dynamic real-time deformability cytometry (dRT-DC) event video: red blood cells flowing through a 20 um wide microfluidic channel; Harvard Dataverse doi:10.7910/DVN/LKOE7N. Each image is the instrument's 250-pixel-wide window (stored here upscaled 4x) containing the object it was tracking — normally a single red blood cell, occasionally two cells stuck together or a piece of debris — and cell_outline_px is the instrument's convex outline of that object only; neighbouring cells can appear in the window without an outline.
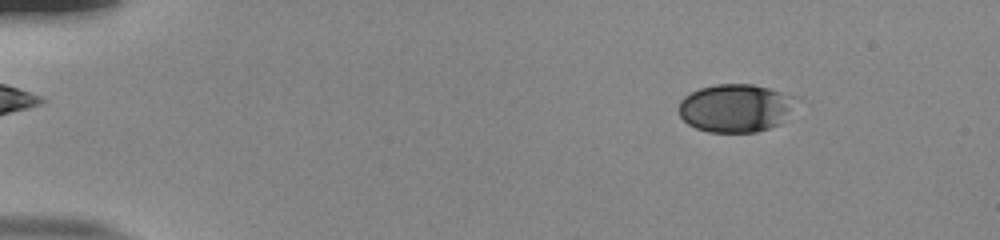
{"species": "human", "species_latin": "Homo sapiens", "temperature_condition": "room temperature", "stored_images_in_passage": 54, "camera_frame_rate_fps": 3000, "um_per_image_px": 0.085, "donor": {"sex": "male"}, "frame": {"image": 1, "passage_image": 7, "time_ms": 2.0, "image_size_px": [1000, 240], "cell_outline_px": [[804, 100], [780, 124], [756, 132], [708, 132], [696, 128], [688, 124], [680, 116], [680, 100], [684, 96], [700, 88], [716, 84], [752, 84], [800, 96]], "centroid_in_image_um": [62.64, 9.17], "position_along_channel_um": 22.4, "area_um2": 33.58}}
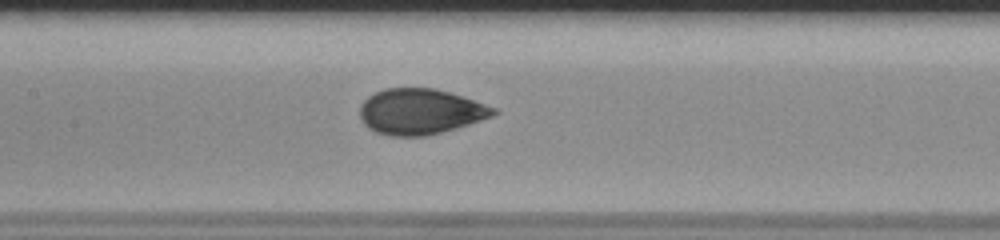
{"frame": {"image": 2, "passage_image": 27, "time_ms": 8.667, "image_size_px": [1000, 240], "cell_outline_px": [[500, 112], [492, 116], [456, 128], [428, 136], [388, 136], [376, 132], [368, 128], [360, 120], [360, 108], [364, 100], [368, 96], [384, 88], [436, 88], [496, 108]], "centroid_in_image_um": [35.69, 9.49], "position_along_channel_um": 171.7, "area_um2": 35.43}}
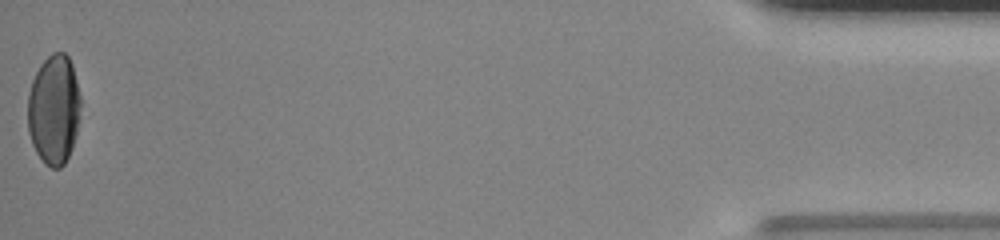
{"frame": {"image": 3, "passage_image": 54, "time_ms": 17.667, "image_size_px": [1000, 240], "cell_outline_px": [[80, 116], [72, 148], [64, 164], [60, 168], [52, 168], [44, 164], [36, 152], [32, 144], [28, 132], [28, 92], [32, 80], [40, 64], [52, 52], [64, 52], [68, 56], [72, 64], [80, 96]], "centroid_in_image_um": [4.57, 9.32], "position_along_channel_um": 430.6, "area_um2": 34.04}, "authors_computed_cell_mechanics": {"area_um2": 35.547, "velocity_mm_per_s": 3.8316, "shape_relaxation_time_tau1_ms": 5.197, "shape_relaxation_time_tau2_ms": null, "deformation_change_tau1": 0.1663, "deformation_change_tau2": null}}